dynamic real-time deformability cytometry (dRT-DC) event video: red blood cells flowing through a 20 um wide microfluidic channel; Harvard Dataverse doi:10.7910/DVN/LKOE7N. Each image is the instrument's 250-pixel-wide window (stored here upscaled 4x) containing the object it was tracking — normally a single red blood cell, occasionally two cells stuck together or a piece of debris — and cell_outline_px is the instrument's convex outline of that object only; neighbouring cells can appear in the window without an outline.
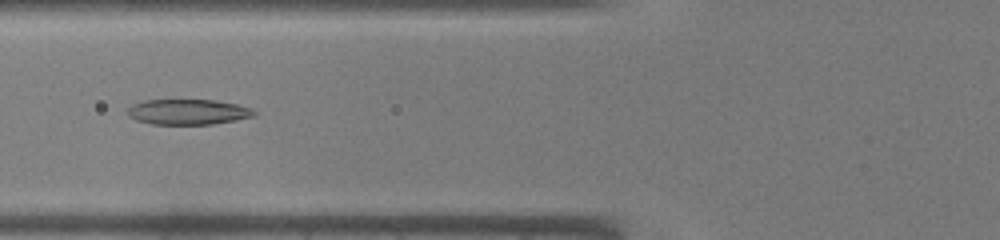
{"species": "common noctule bat (a hibernating species)", "species_latin": "Nyctalus noctula", "temperature_condition": "warm", "stored_images_in_passage": 31, "camera_frame_rate_fps": 3000, "um_per_image_px": 0.085, "animal": {"sex": "male", "body_mass_g": 19.0, "forearm_length_mm": 50.8}, "frame": {"image": 1, "passage_image": 4, "time_ms": 1.0, "image_size_px": [1000, 240], "cell_outline_px": [[256, 116], [236, 120], [212, 124], [152, 124], [136, 120], [128, 116], [128, 108], [132, 104], [144, 100], [216, 100], [236, 104], [248, 108], [256, 112]], "centroid_in_image_um": [15.96, 9.51], "position_along_channel_um": 109.8, "area_um2": 18.67}}
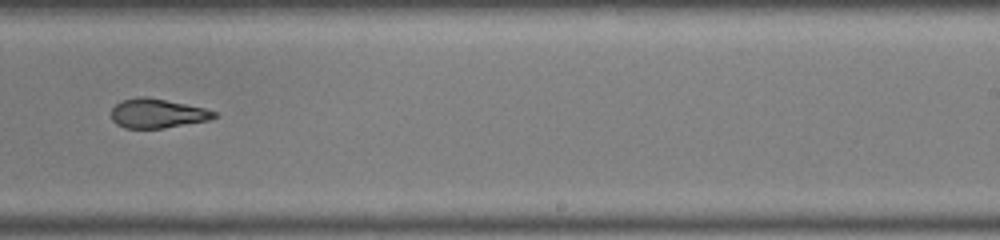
{"frame": {"image": 2, "passage_image": 15, "time_ms": 4.667, "image_size_px": [1000, 240], "cell_outline_px": [[216, 116], [208, 120], [164, 128], [124, 128], [116, 124], [112, 120], [112, 108], [120, 100], [140, 96], [144, 96], [204, 108], [216, 112]], "centroid_in_image_um": [13.32, 9.64], "position_along_channel_um": 275.7, "area_um2": 17.34}}
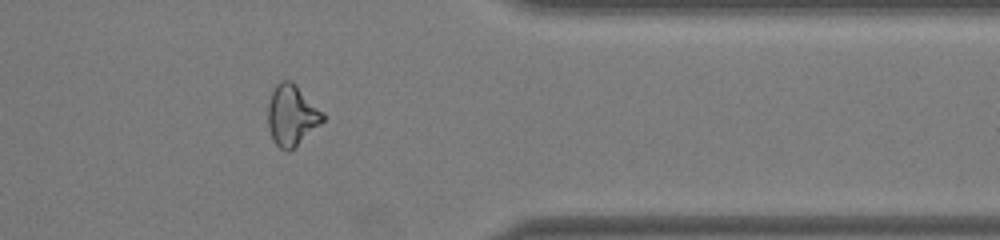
{"frame": {"image": 3, "passage_image": 23, "time_ms": 7.333, "image_size_px": [1000, 240], "cell_outline_px": [[324, 120], [320, 124], [288, 152], [280, 148], [272, 140], [268, 128], [268, 104], [272, 92], [276, 84], [280, 80], [292, 80], [324, 112]], "centroid_in_image_um": [24.79, 9.77], "position_along_channel_um": 386.6, "area_um2": 19.42}}